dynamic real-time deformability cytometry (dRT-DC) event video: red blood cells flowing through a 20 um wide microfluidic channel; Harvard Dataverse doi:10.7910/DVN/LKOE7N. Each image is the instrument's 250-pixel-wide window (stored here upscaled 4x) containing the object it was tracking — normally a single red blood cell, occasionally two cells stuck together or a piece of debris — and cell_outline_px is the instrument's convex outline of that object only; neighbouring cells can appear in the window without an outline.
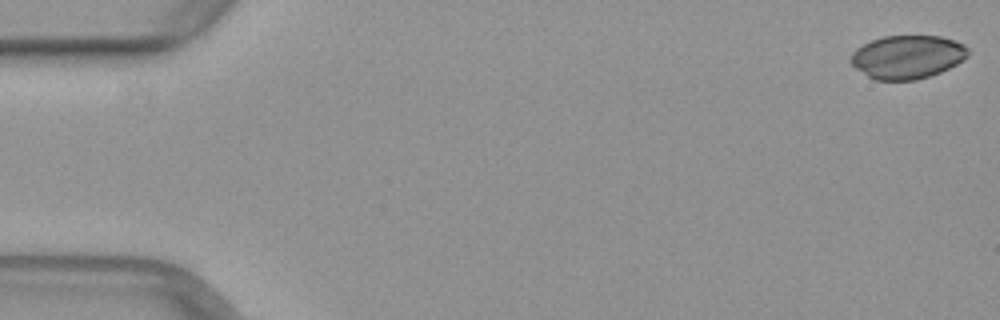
{"species": "common noctule bat (a hibernating species)", "species_latin": "Nyctalus noctula", "temperature_condition": "warm", "stored_images_in_passage": 50, "camera_frame_rate_fps": 3000, "um_per_image_px": 0.085, "animal": {"sex": "female", "body_mass_g": 29.2, "forearm_length_mm": 56.3}, "frame": {"image": 1, "passage_image": 1, "time_ms": 0.0, "image_size_px": [1000, 320], "cell_outline_px": [[968, 56], [964, 60], [940, 72], [916, 80], [876, 80], [868, 76], [856, 68], [848, 60], [852, 52], [856, 48], [872, 40], [884, 36], [940, 36], [956, 40], [964, 44], [968, 48]], "centroid_in_image_um": [77.13, 4.83], "position_along_channel_um": 7.9, "area_um2": 29.71}}
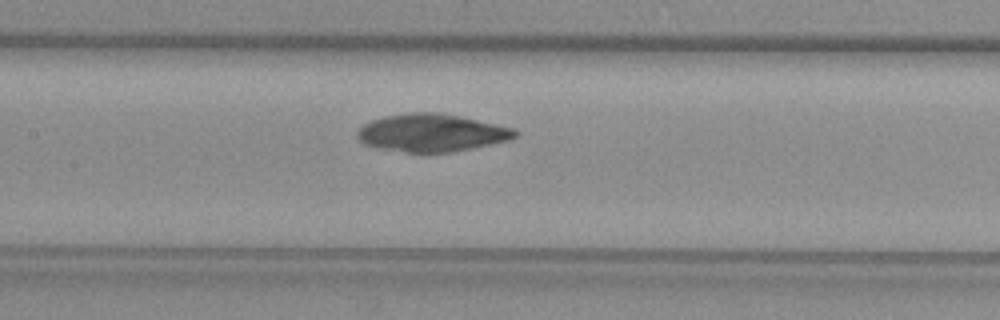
{"frame": {"image": 2, "passage_image": 24, "time_ms": 7.667, "image_size_px": [1000, 320], "cell_outline_px": [[520, 132], [516, 136], [508, 140], [472, 148], [452, 152], [408, 152], [380, 148], [364, 144], [356, 136], [356, 132], [364, 124], [372, 120], [384, 116], [408, 112], [440, 112], [460, 116], [516, 128]], "centroid_in_image_um": [36.71, 11.27], "position_along_channel_um": 170.7, "area_um2": 34.68}}
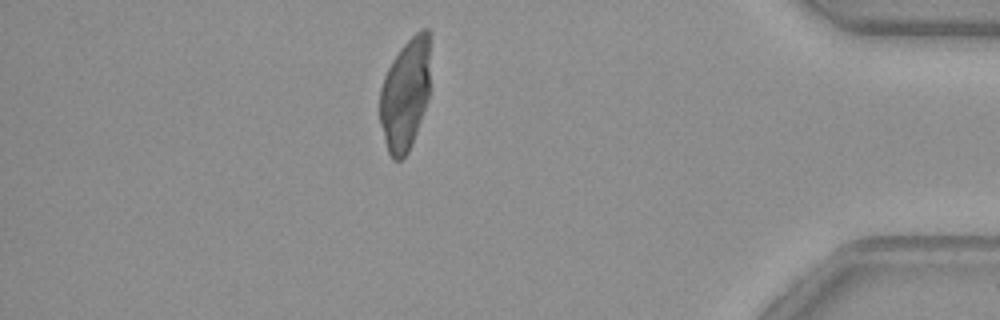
{"frame": {"image": 3, "passage_image": 44, "time_ms": 14.333, "image_size_px": [1000, 320], "cell_outline_px": [[428, 100], [408, 152], [400, 160], [392, 160], [388, 152], [384, 140], [380, 124], [380, 88], [384, 76], [392, 60], [400, 48], [420, 28], [428, 28]], "centroid_in_image_um": [34.41, 8.04], "position_along_channel_um": 400.8, "area_um2": 32.48}}